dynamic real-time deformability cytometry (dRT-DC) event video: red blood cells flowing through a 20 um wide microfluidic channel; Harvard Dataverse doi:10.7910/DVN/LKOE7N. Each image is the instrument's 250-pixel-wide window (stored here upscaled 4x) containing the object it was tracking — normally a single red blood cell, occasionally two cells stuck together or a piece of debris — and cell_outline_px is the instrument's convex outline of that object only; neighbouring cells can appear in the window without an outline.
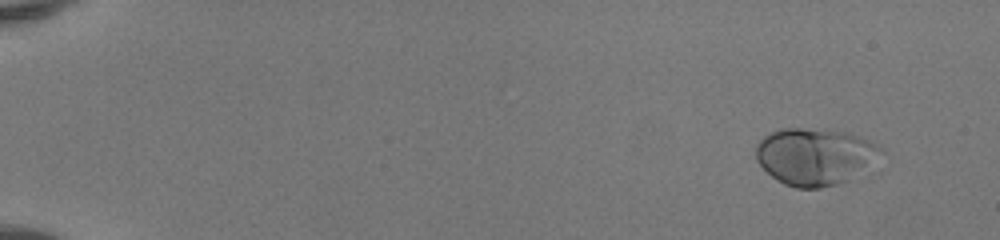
{"species": "human", "species_latin": "Homo sapiens", "temperature_condition": "room temperature", "stored_images_in_passage": 48, "camera_frame_rate_fps": 3000, "um_per_image_px": 0.085, "donor": {"sex": "female"}, "frame": {"image": 1, "passage_image": 1, "time_ms": 0.0, "image_size_px": [1000, 240], "cell_outline_px": [[884, 152], [864, 168], [844, 180], [836, 184], [820, 188], [796, 188], [784, 184], [772, 176], [756, 160], [756, 144], [764, 136], [780, 128], [800, 128], [848, 132], [860, 136], [884, 148]], "centroid_in_image_um": [69.23, 13.27], "position_along_channel_um": 15.8, "area_um2": 40.86}}
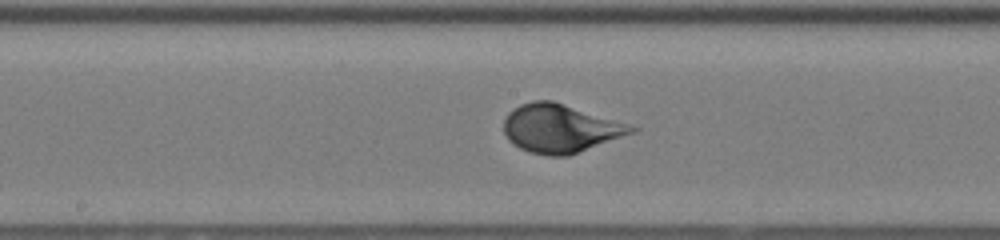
{"frame": {"image": 2, "passage_image": 26, "time_ms": 8.333, "image_size_px": [1000, 240], "cell_outline_px": [[640, 128], [636, 132], [568, 156], [548, 156], [528, 152], [520, 148], [508, 140], [504, 132], [504, 120], [508, 112], [520, 104], [532, 100], [552, 100], [628, 124]], "centroid_in_image_um": [47.61, 10.92], "position_along_channel_um": 200.6, "area_um2": 35.95}}
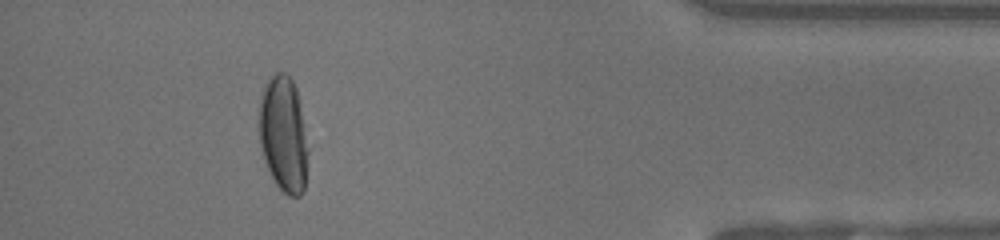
{"frame": {"image": 3, "passage_image": 44, "time_ms": 14.333, "image_size_px": [1000, 240], "cell_outline_px": [[308, 152], [304, 192], [300, 196], [288, 196], [276, 184], [264, 160], [260, 144], [260, 92], [268, 80], [276, 72], [284, 72], [292, 80], [296, 88], [300, 100], [308, 148]], "centroid_in_image_um": [24.11, 11.41], "position_along_channel_um": 411.1, "area_um2": 33.12}, "authors_computed_cell_mechanics": {"area_um2": 35.836, "velocity_mm_per_s": 4.1375, "shape_relaxation_time_tau1_ms": 2.4821, "shape_relaxation_time_tau2_ms": null, "deformation_change_tau1": 0.1874, "deformation_change_tau2": null}}